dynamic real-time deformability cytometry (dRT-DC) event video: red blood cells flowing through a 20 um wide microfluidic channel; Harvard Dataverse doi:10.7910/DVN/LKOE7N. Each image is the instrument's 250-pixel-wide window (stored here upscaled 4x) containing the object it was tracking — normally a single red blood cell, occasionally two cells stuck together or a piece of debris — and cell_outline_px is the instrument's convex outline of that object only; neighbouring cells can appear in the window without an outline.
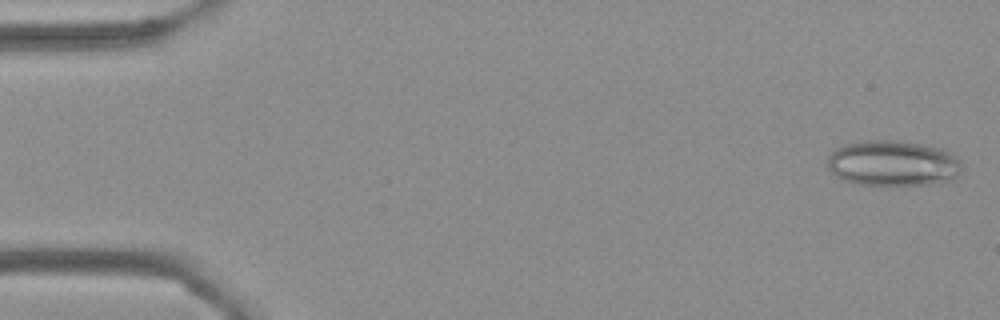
{"species": "Egyptian fruit bat (a non-hibernating species)", "species_latin": "Rousettus aegyptiacus", "temperature_condition": "cold", "stored_images_in_passage": 10, "camera_frame_rate_fps": 3000, "um_per_image_px": 0.085, "frame": {"image": 1, "passage_image": 2, "time_ms": 0.333, "image_size_px": [1000, 320], "cell_outline_px": [[960, 172], [952, 180], [940, 184], [852, 184], [840, 180], [828, 168], [828, 156], [832, 148], [840, 144], [860, 140], [900, 140], [932, 144], [956, 156], [960, 160]], "centroid_in_image_um": [75.86, 13.85], "position_along_channel_um": 9.1, "area_um2": 36.59}}